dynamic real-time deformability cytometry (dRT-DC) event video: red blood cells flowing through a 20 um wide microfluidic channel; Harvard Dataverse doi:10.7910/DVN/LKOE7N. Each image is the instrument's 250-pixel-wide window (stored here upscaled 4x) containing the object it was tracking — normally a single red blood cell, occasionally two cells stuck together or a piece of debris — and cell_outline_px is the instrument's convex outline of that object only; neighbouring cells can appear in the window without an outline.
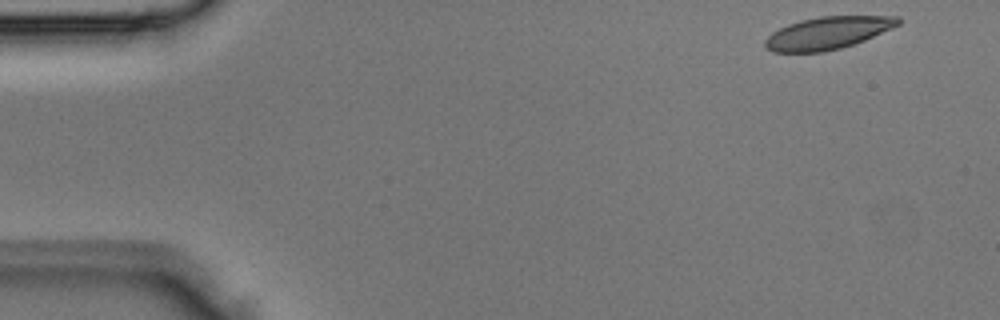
{"species": "Egyptian fruit bat (a non-hibernating species)", "species_latin": "Rousettus aegyptiacus", "temperature_condition": "room temperature", "stored_images_in_passage": 4, "camera_frame_rate_fps": 3000, "um_per_image_px": 0.085, "animal": {"sex": "male"}, "frame": {"image": 1, "passage_image": 4, "time_ms": 1.0, "image_size_px": [1000, 320], "cell_outline_px": [[900, 24], [892, 28], [864, 40], [840, 48], [824, 52], [772, 52], [764, 44], [764, 40], [772, 32], [788, 24], [800, 20], [820, 16], [900, 16]], "centroid_in_image_um": [70.34, 2.8], "position_along_channel_um": 14.7, "area_um2": 25.03}}